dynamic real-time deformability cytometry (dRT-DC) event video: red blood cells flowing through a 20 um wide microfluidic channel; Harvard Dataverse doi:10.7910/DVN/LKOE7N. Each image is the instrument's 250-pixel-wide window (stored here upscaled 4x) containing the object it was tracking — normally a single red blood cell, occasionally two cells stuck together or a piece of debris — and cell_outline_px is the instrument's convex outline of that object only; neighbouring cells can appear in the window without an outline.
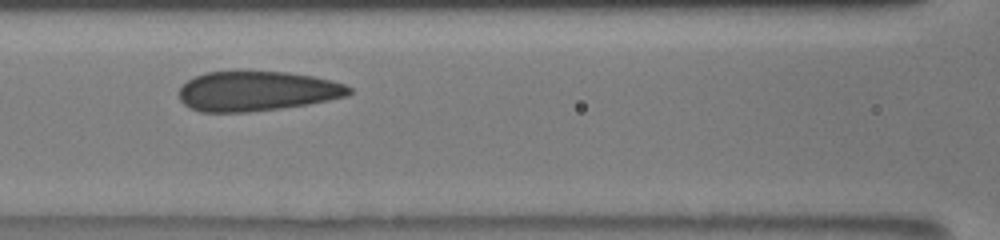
{"species": "human", "species_latin": "Homo sapiens", "temperature_condition": "room temperature", "stored_images_in_passage": 14, "camera_frame_rate_fps": 3000, "um_per_image_px": 0.085, "donor": {"sex": "male"}, "frame": {"image": 1, "passage_image": 7, "time_ms": 3.0, "image_size_px": [1000, 240], "cell_outline_px": [[352, 92], [348, 96], [308, 104], [280, 108], [248, 112], [200, 112], [188, 108], [180, 100], [180, 88], [188, 80], [196, 76], [208, 72], [236, 68], [288, 72], [312, 76], [332, 80], [344, 84], [352, 88]], "centroid_in_image_um": [21.82, 7.71], "position_along_channel_um": 144.8, "area_um2": 40.46}}
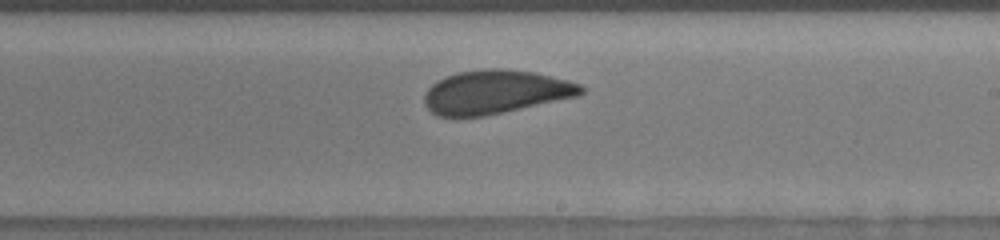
{"frame": {"image": 2, "passage_image": 12, "time_ms": 5.667, "image_size_px": [1000, 240], "cell_outline_px": [[588, 88], [584, 92], [576, 96], [484, 116], [436, 116], [424, 104], [424, 96], [428, 88], [432, 84], [448, 76], [460, 72], [488, 68], [504, 68], [532, 72], [568, 80], [580, 84]], "centroid_in_image_um": [42.12, 7.81], "position_along_channel_um": 246.9, "area_um2": 39.42}}
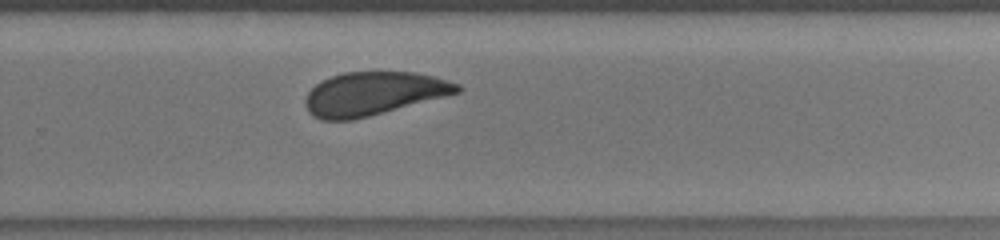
{"frame": {"image": 3, "passage_image": 14, "time_ms": 7.0, "image_size_px": [1000, 240], "cell_outline_px": [[460, 92], [448, 96], [352, 120], [320, 120], [312, 116], [308, 112], [304, 104], [304, 100], [308, 92], [320, 80], [344, 72], [416, 72], [432, 76], [460, 84]], "centroid_in_image_um": [31.71, 7.96], "position_along_channel_um": 298.1, "area_um2": 38.44}}